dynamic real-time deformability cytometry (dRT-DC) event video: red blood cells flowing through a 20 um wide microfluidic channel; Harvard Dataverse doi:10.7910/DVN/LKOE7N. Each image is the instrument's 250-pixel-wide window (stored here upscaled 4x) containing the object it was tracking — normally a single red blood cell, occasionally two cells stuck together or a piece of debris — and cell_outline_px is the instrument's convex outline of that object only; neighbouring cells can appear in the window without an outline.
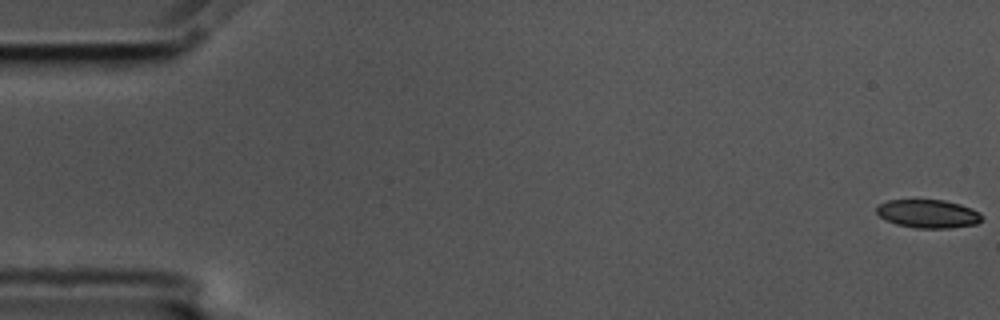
{"species": "common noctule bat (a hibernating species)", "species_latin": "Nyctalus noctula", "temperature_condition": "cold", "stored_images_in_passage": 57, "camera_frame_rate_fps": 3000, "um_per_image_px": 0.085, "animal": {"sex": "male", "body_mass_g": 17.5, "forearm_length_mm": 52.3}, "frame": {"image": 1, "passage_image": 1, "time_ms": 0.0, "image_size_px": [1000, 320], "cell_outline_px": [[980, 220], [976, 224], [948, 228], [916, 228], [896, 224], [884, 220], [876, 212], [876, 208], [880, 204], [888, 200], [944, 200], [960, 204], [972, 208], [980, 212]], "centroid_in_image_um": [78.86, 18.17], "position_along_channel_um": 6.1, "area_um2": 17.34}}
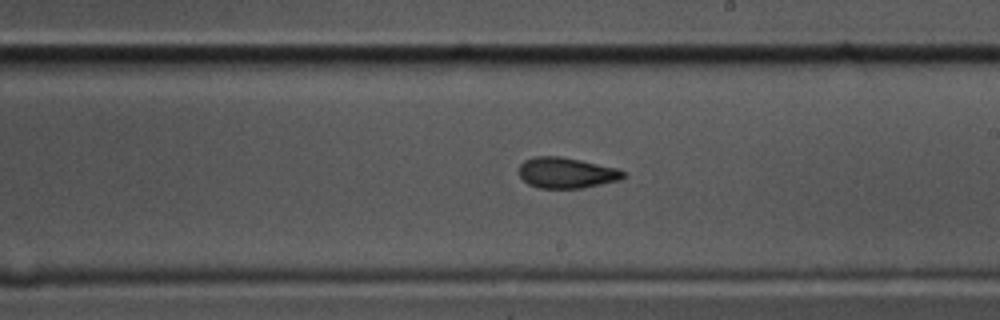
{"frame": {"image": 2, "passage_image": 33, "time_ms": 10.667, "image_size_px": [1000, 320], "cell_outline_px": [[628, 176], [620, 180], [584, 188], [540, 188], [528, 184], [520, 176], [520, 164], [524, 160], [536, 156], [560, 156], [580, 160], [616, 168], [624, 172]], "centroid_in_image_um": [48.17, 14.69], "position_along_channel_um": 240.8, "area_um2": 18.67}}
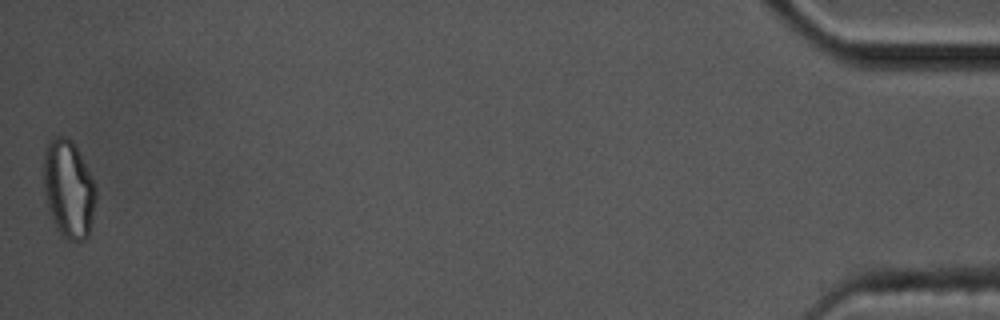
{"frame": {"image": 3, "passage_image": 57, "time_ms": 18.667, "image_size_px": [1000, 320], "cell_outline_px": [[96, 200], [88, 236], [84, 240], [68, 240], [56, 228], [48, 208], [44, 192], [44, 152], [52, 136], [68, 136], [72, 140], [96, 184]], "centroid_in_image_um": [5.83, 16.04], "position_along_channel_um": 429.4, "area_um2": 29.77}, "authors_computed_cell_mechanics": {"area_um2": 19.1318, "velocity_mm_per_s": 3.557, "shape_relaxation_time_tau1_ms": null, "shape_relaxation_time_tau2_ms": 2.6721, "deformation_change_tau1": null, "deformation_change_tau2": 0.0774}}